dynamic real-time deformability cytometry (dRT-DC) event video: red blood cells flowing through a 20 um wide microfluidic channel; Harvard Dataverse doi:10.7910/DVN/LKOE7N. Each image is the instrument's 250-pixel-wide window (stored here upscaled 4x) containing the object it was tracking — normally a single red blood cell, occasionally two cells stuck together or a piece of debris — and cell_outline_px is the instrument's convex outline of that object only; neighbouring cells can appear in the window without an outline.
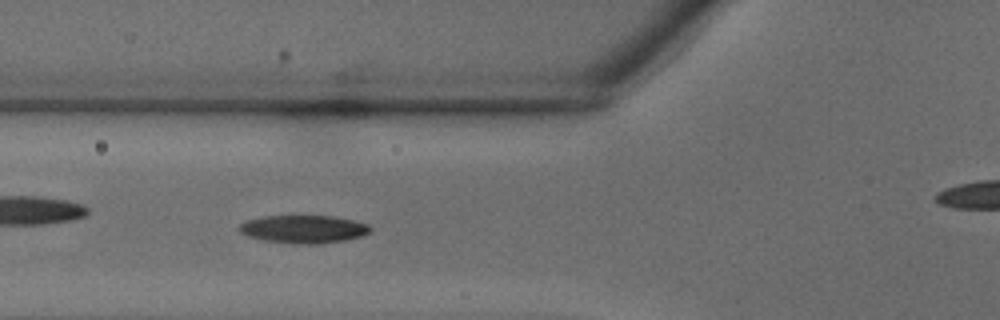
{"species": "common noctule bat (a hibernating species)", "species_latin": "Nyctalus noctula", "temperature_condition": "warm", "stored_images_in_passage": 35, "camera_frame_rate_fps": 3000, "um_per_image_px": 0.085, "animal": {"sex": "male", "body_mass_g": 18.8}, "frame": {"image": 1, "passage_image": 11, "time_ms": 3.333, "image_size_px": [1000, 320], "cell_outline_px": [[372, 228], [368, 232], [360, 236], [344, 240], [320, 244], [296, 244], [264, 240], [248, 236], [240, 232], [240, 224], [248, 220], [264, 216], [332, 216], [352, 220], [368, 224]], "centroid_in_image_um": [25.8, 19.48], "position_along_channel_um": 100.0, "area_um2": 21.1}}
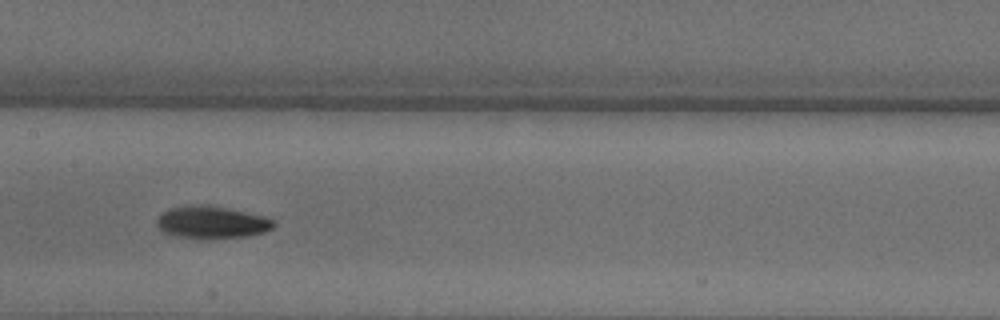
{"frame": {"image": 2, "passage_image": 16, "time_ms": 5.0, "image_size_px": [1000, 320], "cell_outline_px": [[276, 224], [272, 228], [264, 232], [248, 236], [204, 240], [172, 236], [164, 232], [156, 224], [156, 220], [168, 208], [200, 204], [208, 204], [228, 208], [264, 216], [276, 220]], "centroid_in_image_um": [18.01, 18.91], "position_along_channel_um": 189.4, "area_um2": 22.48}}
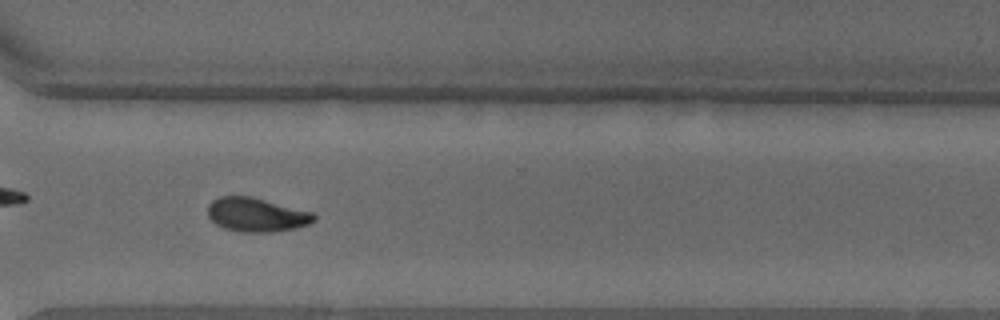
{"frame": {"image": 3, "passage_image": 25, "time_ms": 8.0, "image_size_px": [1000, 320], "cell_outline_px": [[316, 220], [308, 224], [296, 228], [272, 232], [240, 232], [224, 228], [216, 224], [208, 216], [208, 204], [212, 200], [220, 196], [248, 196], [316, 212]], "centroid_in_image_um": [21.83, 18.25], "position_along_channel_um": 348.8, "area_um2": 21.15}}